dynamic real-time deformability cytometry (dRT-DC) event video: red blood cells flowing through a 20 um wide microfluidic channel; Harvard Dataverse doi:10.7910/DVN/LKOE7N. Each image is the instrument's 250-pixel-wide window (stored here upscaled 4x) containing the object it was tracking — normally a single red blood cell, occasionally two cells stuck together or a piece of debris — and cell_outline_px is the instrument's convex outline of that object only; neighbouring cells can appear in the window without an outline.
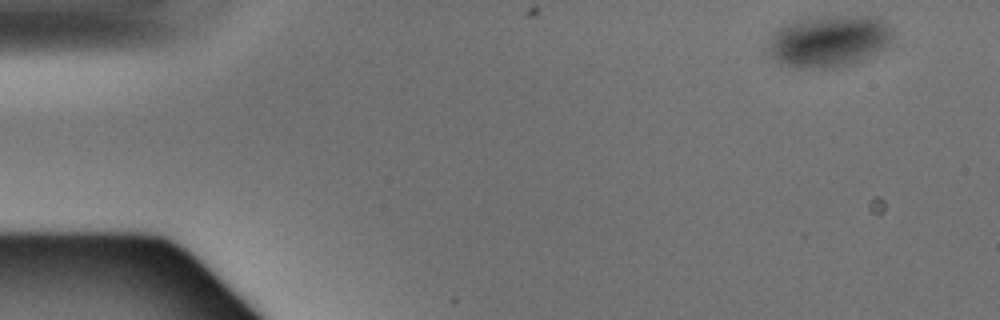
{"species": "Egyptian fruit bat (a non-hibernating species)", "species_latin": "Rousettus aegyptiacus", "temperature_condition": "warm", "stored_images_in_passage": 5, "camera_frame_rate_fps": 3000, "um_per_image_px": 0.085, "animal": {"sex": "male"}, "frame": {"image": 1, "passage_image": 1, "time_ms": 0.0, "image_size_px": [1000, 320], "cell_outline_px": [[896, 32], [888, 44], [884, 48], [852, 64], [836, 68], [788, 68], [780, 64], [764, 52], [768, 40], [780, 28], [796, 20], [816, 16], [880, 16]], "centroid_in_image_um": [70.43, 3.5], "position_along_channel_um": 14.6, "area_um2": 38.38}}